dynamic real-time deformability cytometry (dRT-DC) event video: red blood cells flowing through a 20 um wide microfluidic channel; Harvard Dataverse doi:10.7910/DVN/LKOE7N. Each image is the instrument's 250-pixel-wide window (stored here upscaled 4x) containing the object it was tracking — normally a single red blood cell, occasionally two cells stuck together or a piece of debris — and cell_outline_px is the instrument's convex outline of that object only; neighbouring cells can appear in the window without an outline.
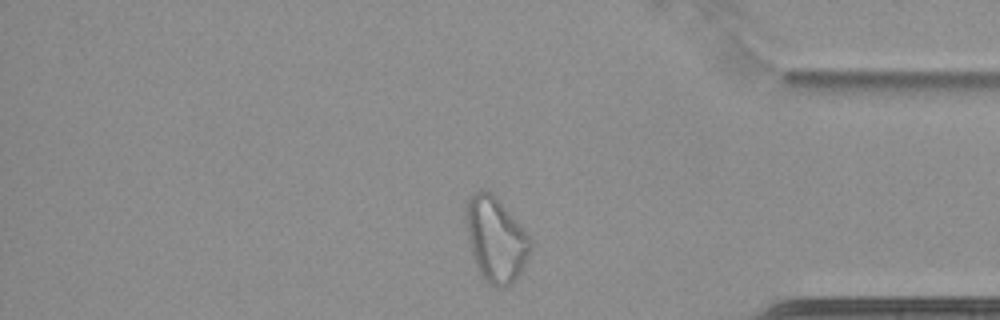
{"species": "common noctule bat (a hibernating species)", "species_latin": "Nyctalus noctula", "temperature_condition": "cold", "stored_images_in_passage": 48, "camera_frame_rate_fps": 3000, "um_per_image_px": 0.085, "animal": {"sex": "female", "body_mass_g": 22.7, "forearm_length_mm": 54.2}, "frame": {"image": 1, "passage_image": 41, "time_ms": 13.333, "image_size_px": [1000, 320], "cell_outline_px": [[532, 248], [516, 280], [512, 284], [504, 288], [496, 288], [488, 284], [480, 276], [472, 256], [464, 216], [468, 200], [480, 188], [484, 188], [492, 192], [496, 196], [524, 228], [532, 240]], "centroid_in_image_um": [42.14, 20.36], "position_along_channel_um": 393.1, "area_um2": 32.31}, "authors_computed_cell_mechanics": {"area_um2": 28.2064, "velocity_mm_per_s": 3.4239, "shape_relaxation_time_tau1_ms": null, "shape_relaxation_time_tau2_ms": 5.5078, "deformation_change_tau1": null, "deformation_change_tau2": 0.1239}}